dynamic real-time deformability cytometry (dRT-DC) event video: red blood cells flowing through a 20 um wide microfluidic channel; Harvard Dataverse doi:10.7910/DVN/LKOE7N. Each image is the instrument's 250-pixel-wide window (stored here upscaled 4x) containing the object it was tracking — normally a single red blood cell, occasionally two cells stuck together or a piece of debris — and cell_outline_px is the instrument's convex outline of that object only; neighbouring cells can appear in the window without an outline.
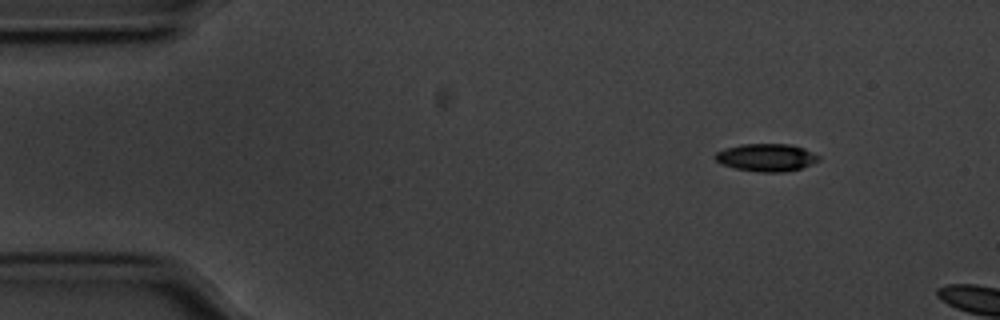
{"species": "common noctule bat (a hibernating species)", "species_latin": "Nyctalus noctula", "temperature_condition": "cold", "stored_images_in_passage": 5, "camera_frame_rate_fps": 3000, "um_per_image_px": 0.085, "animal": {"sex": "male", "body_mass_g": 20.1, "forearm_length_mm": 53.5}, "frame": {"image": 1, "passage_image": 1, "time_ms": 0.0, "image_size_px": [1000, 320], "cell_outline_px": [[820, 160], [800, 168], [784, 172], [760, 172], [736, 168], [720, 164], [712, 156], [716, 152], [724, 148], [740, 144], [788, 144], [804, 148], [820, 156]], "centroid_in_image_um": [65.1, 13.38], "position_along_channel_um": 19.9, "area_um2": 16.7}}